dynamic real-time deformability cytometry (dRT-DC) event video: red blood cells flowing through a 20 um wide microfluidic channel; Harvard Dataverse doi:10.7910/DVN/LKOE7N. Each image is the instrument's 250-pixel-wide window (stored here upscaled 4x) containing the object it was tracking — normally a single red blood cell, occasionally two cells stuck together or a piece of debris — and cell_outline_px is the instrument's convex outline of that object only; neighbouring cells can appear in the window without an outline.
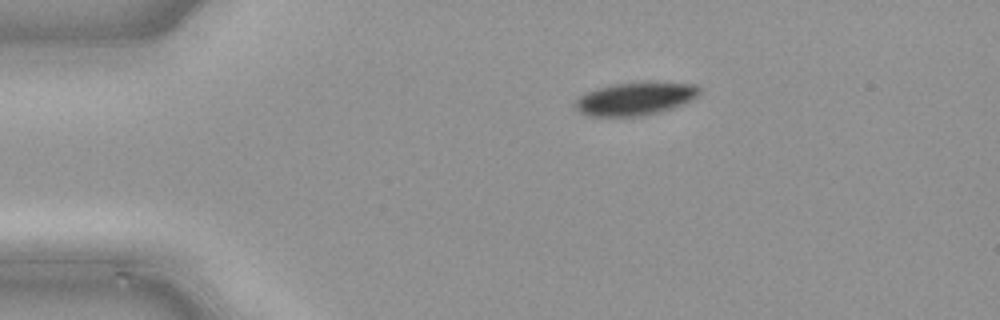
{"species": "common noctule bat (a hibernating species)", "species_latin": "Nyctalus noctula", "temperature_condition": "cold", "stored_images_in_passage": 40, "camera_frame_rate_fps": 3000, "um_per_image_px": 0.085, "animal": {"sex": "male", "body_mass_g": 21.5, "forearm_length_mm": 52.0}, "frame": {"image": 1, "passage_image": 1, "time_ms": 0.0, "image_size_px": [1000, 320], "cell_outline_px": [[700, 92], [696, 96], [684, 104], [672, 108], [640, 116], [588, 116], [580, 112], [572, 104], [580, 96], [596, 88], [612, 84], [696, 84], [700, 88]], "centroid_in_image_um": [53.93, 8.42], "position_along_channel_um": 31.1, "area_um2": 23.06}}
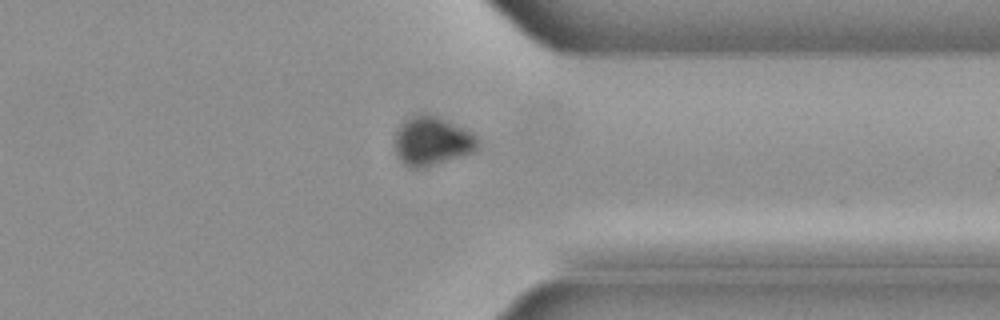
{"frame": {"image": 2, "passage_image": 29, "time_ms": 9.333, "image_size_px": [1000, 320], "cell_outline_px": [[480, 144], [476, 152], [424, 168], [412, 168], [404, 164], [400, 160], [396, 152], [396, 132], [400, 124], [404, 120], [412, 116], [436, 116], [476, 136]], "centroid_in_image_um": [36.73, 12.05], "position_along_channel_um": 374.7, "area_um2": 23.12}}
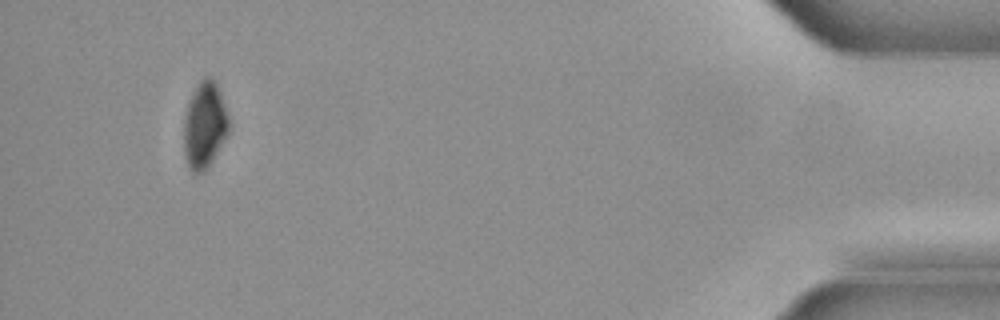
{"frame": {"image": 3, "passage_image": 37, "time_ms": 12.0, "image_size_px": [1000, 320], "cell_outline_px": [[228, 132], [224, 140], [208, 168], [204, 172], [192, 172], [188, 164], [184, 152], [184, 116], [188, 104], [200, 80], [204, 76], [212, 76], [220, 92], [228, 116]], "centroid_in_image_um": [17.39, 10.64], "position_along_channel_um": 417.8, "area_um2": 22.31}}